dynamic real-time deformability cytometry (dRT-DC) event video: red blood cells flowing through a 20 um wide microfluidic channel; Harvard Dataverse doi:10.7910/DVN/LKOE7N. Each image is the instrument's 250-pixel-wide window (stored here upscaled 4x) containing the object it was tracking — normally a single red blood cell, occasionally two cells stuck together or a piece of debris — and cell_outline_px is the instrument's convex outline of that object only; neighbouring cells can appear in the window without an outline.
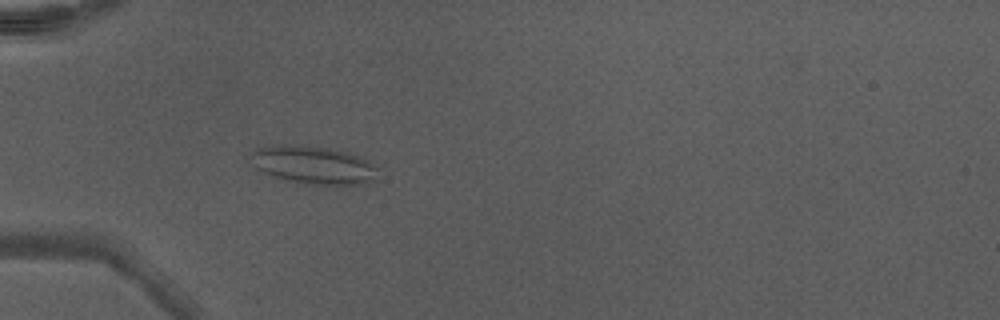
{"species": "Egyptian fruit bat (a non-hibernating species)", "species_latin": "Rousettus aegyptiacus", "temperature_condition": "warm", "stored_images_in_passage": 49, "camera_frame_rate_fps": 3000, "um_per_image_px": 0.085, "animal": {"sex": "male"}, "frame": {"image": 1, "passage_image": 17, "time_ms": 5.333, "image_size_px": [1000, 320], "cell_outline_px": [[380, 180], [364, 184], [304, 184], [284, 180], [264, 172], [256, 168], [248, 156], [256, 148], [292, 144], [304, 144], [332, 148], [348, 152], [368, 160], [376, 164]], "centroid_in_image_um": [26.7, 14.02], "position_along_channel_um": 58.3, "area_um2": 28.73}}
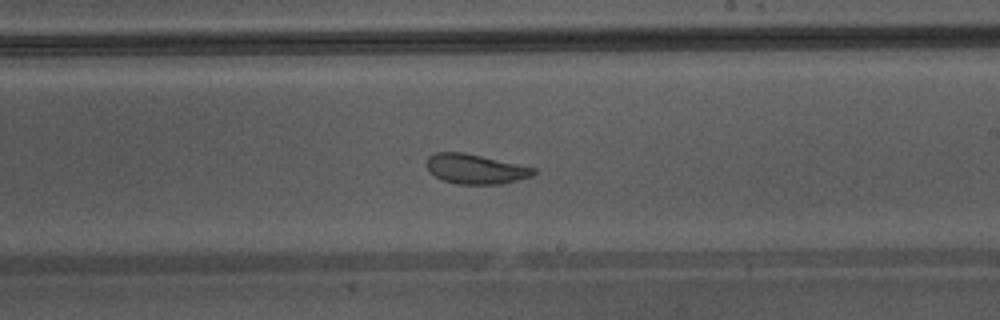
{"frame": {"image": 2, "passage_image": 31, "time_ms": 10.0, "image_size_px": [1000, 320], "cell_outline_px": [[536, 172], [532, 176], [500, 184], [460, 184], [444, 180], [428, 172], [424, 164], [428, 156], [436, 152], [464, 152], [520, 164], [536, 168]], "centroid_in_image_um": [40.38, 14.35], "position_along_channel_um": 248.6, "area_um2": 18.67}}
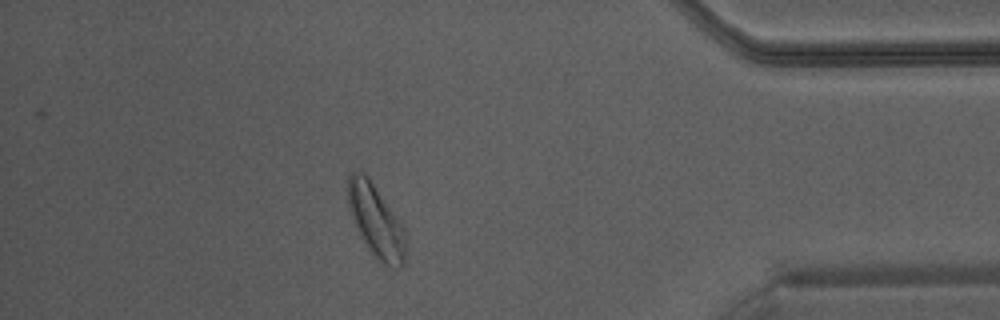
{"frame": {"image": 3, "passage_image": 44, "time_ms": 14.333, "image_size_px": [1000, 320], "cell_outline_px": [[404, 264], [400, 268], [392, 268], [376, 260], [360, 236], [356, 228], [348, 204], [348, 176], [352, 172], [360, 172], [368, 176], [404, 228]], "centroid_in_image_um": [31.94, 18.81], "position_along_channel_um": 403.3, "area_um2": 23.99}, "authors_computed_cell_mechanics": {"area_um2": 23.987, "velocity_mm_per_s": 4.3218, "shape_relaxation_time_tau1_ms": 9.5724, "shape_relaxation_time_tau2_ms": 1.553, "deformation_change_tau1": 0.1744, "deformation_change_tau2": 0.0771}}